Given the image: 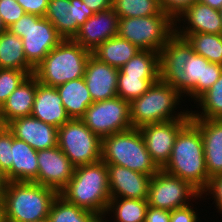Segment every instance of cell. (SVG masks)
<instances>
[{
  "label": "cell",
  "mask_w": 222,
  "mask_h": 222,
  "mask_svg": "<svg viewBox=\"0 0 222 222\" xmlns=\"http://www.w3.org/2000/svg\"><path fill=\"white\" fill-rule=\"evenodd\" d=\"M183 98L172 86L159 79L144 94L130 102L132 127L140 128L148 124L191 118L188 105L186 108L182 107L181 103L185 104L186 101Z\"/></svg>",
  "instance_id": "277c9868"
},
{
  "label": "cell",
  "mask_w": 222,
  "mask_h": 222,
  "mask_svg": "<svg viewBox=\"0 0 222 222\" xmlns=\"http://www.w3.org/2000/svg\"><path fill=\"white\" fill-rule=\"evenodd\" d=\"M6 126L16 139L25 141L34 150L50 149L57 146L58 128L31 115L16 118Z\"/></svg>",
  "instance_id": "ffe728a7"
},
{
  "label": "cell",
  "mask_w": 222,
  "mask_h": 222,
  "mask_svg": "<svg viewBox=\"0 0 222 222\" xmlns=\"http://www.w3.org/2000/svg\"><path fill=\"white\" fill-rule=\"evenodd\" d=\"M174 34L175 20L163 11L152 16L118 20V35L140 50L159 53Z\"/></svg>",
  "instance_id": "ba28073f"
},
{
  "label": "cell",
  "mask_w": 222,
  "mask_h": 222,
  "mask_svg": "<svg viewBox=\"0 0 222 222\" xmlns=\"http://www.w3.org/2000/svg\"><path fill=\"white\" fill-rule=\"evenodd\" d=\"M202 135L209 178L222 175V119L191 118Z\"/></svg>",
  "instance_id": "44dd1931"
},
{
  "label": "cell",
  "mask_w": 222,
  "mask_h": 222,
  "mask_svg": "<svg viewBox=\"0 0 222 222\" xmlns=\"http://www.w3.org/2000/svg\"><path fill=\"white\" fill-rule=\"evenodd\" d=\"M106 166L111 198L147 199L152 176L116 164Z\"/></svg>",
  "instance_id": "d6986e66"
},
{
  "label": "cell",
  "mask_w": 222,
  "mask_h": 222,
  "mask_svg": "<svg viewBox=\"0 0 222 222\" xmlns=\"http://www.w3.org/2000/svg\"><path fill=\"white\" fill-rule=\"evenodd\" d=\"M185 38L195 53L209 62L222 65V34L191 33L177 34Z\"/></svg>",
  "instance_id": "4dcf8cb0"
},
{
  "label": "cell",
  "mask_w": 222,
  "mask_h": 222,
  "mask_svg": "<svg viewBox=\"0 0 222 222\" xmlns=\"http://www.w3.org/2000/svg\"><path fill=\"white\" fill-rule=\"evenodd\" d=\"M8 30L23 41L24 55L35 69L63 38L45 17L25 13Z\"/></svg>",
  "instance_id": "9c48e42d"
},
{
  "label": "cell",
  "mask_w": 222,
  "mask_h": 222,
  "mask_svg": "<svg viewBox=\"0 0 222 222\" xmlns=\"http://www.w3.org/2000/svg\"><path fill=\"white\" fill-rule=\"evenodd\" d=\"M101 159L106 164H116L149 176L160 170L147 151L139 128L104 137Z\"/></svg>",
  "instance_id": "52a82bcc"
},
{
  "label": "cell",
  "mask_w": 222,
  "mask_h": 222,
  "mask_svg": "<svg viewBox=\"0 0 222 222\" xmlns=\"http://www.w3.org/2000/svg\"><path fill=\"white\" fill-rule=\"evenodd\" d=\"M198 0H159L161 10L169 14L174 20L190 5Z\"/></svg>",
  "instance_id": "ab89813d"
},
{
  "label": "cell",
  "mask_w": 222,
  "mask_h": 222,
  "mask_svg": "<svg viewBox=\"0 0 222 222\" xmlns=\"http://www.w3.org/2000/svg\"><path fill=\"white\" fill-rule=\"evenodd\" d=\"M91 54L73 39H63L35 68L33 75L49 87L82 78Z\"/></svg>",
  "instance_id": "8992f818"
},
{
  "label": "cell",
  "mask_w": 222,
  "mask_h": 222,
  "mask_svg": "<svg viewBox=\"0 0 222 222\" xmlns=\"http://www.w3.org/2000/svg\"><path fill=\"white\" fill-rule=\"evenodd\" d=\"M36 93V77L28 76L0 107V120L6 126L12 120L30 116Z\"/></svg>",
  "instance_id": "603a6c76"
},
{
  "label": "cell",
  "mask_w": 222,
  "mask_h": 222,
  "mask_svg": "<svg viewBox=\"0 0 222 222\" xmlns=\"http://www.w3.org/2000/svg\"><path fill=\"white\" fill-rule=\"evenodd\" d=\"M138 51L140 49L135 45L117 35L101 43L92 54L100 61L120 69Z\"/></svg>",
  "instance_id": "83f0119b"
},
{
  "label": "cell",
  "mask_w": 222,
  "mask_h": 222,
  "mask_svg": "<svg viewBox=\"0 0 222 222\" xmlns=\"http://www.w3.org/2000/svg\"><path fill=\"white\" fill-rule=\"evenodd\" d=\"M200 196L201 192L190 182L160 169L150 179L147 203L153 208L172 211L192 203L198 205Z\"/></svg>",
  "instance_id": "8fae6325"
},
{
  "label": "cell",
  "mask_w": 222,
  "mask_h": 222,
  "mask_svg": "<svg viewBox=\"0 0 222 222\" xmlns=\"http://www.w3.org/2000/svg\"><path fill=\"white\" fill-rule=\"evenodd\" d=\"M56 89L70 119H80L93 103L84 77L58 85Z\"/></svg>",
  "instance_id": "d4e9b609"
},
{
  "label": "cell",
  "mask_w": 222,
  "mask_h": 222,
  "mask_svg": "<svg viewBox=\"0 0 222 222\" xmlns=\"http://www.w3.org/2000/svg\"><path fill=\"white\" fill-rule=\"evenodd\" d=\"M25 13L35 14L44 17L47 11L49 0H17Z\"/></svg>",
  "instance_id": "60d3db41"
},
{
  "label": "cell",
  "mask_w": 222,
  "mask_h": 222,
  "mask_svg": "<svg viewBox=\"0 0 222 222\" xmlns=\"http://www.w3.org/2000/svg\"><path fill=\"white\" fill-rule=\"evenodd\" d=\"M118 18L147 17L162 12L159 0H113Z\"/></svg>",
  "instance_id": "d6a6232c"
},
{
  "label": "cell",
  "mask_w": 222,
  "mask_h": 222,
  "mask_svg": "<svg viewBox=\"0 0 222 222\" xmlns=\"http://www.w3.org/2000/svg\"><path fill=\"white\" fill-rule=\"evenodd\" d=\"M208 198H205L207 197ZM210 196V197H209ZM202 198V199H201ZM199 202L204 199H212L214 207L217 213L222 214V175L214 176L209 179L207 187L201 192L199 197Z\"/></svg>",
  "instance_id": "8d00e7d4"
},
{
  "label": "cell",
  "mask_w": 222,
  "mask_h": 222,
  "mask_svg": "<svg viewBox=\"0 0 222 222\" xmlns=\"http://www.w3.org/2000/svg\"><path fill=\"white\" fill-rule=\"evenodd\" d=\"M59 193L50 187L28 181L8 182L2 193L6 222H36L48 218Z\"/></svg>",
  "instance_id": "5b68a950"
},
{
  "label": "cell",
  "mask_w": 222,
  "mask_h": 222,
  "mask_svg": "<svg viewBox=\"0 0 222 222\" xmlns=\"http://www.w3.org/2000/svg\"><path fill=\"white\" fill-rule=\"evenodd\" d=\"M145 222H170V211L148 206Z\"/></svg>",
  "instance_id": "b9f144b4"
},
{
  "label": "cell",
  "mask_w": 222,
  "mask_h": 222,
  "mask_svg": "<svg viewBox=\"0 0 222 222\" xmlns=\"http://www.w3.org/2000/svg\"><path fill=\"white\" fill-rule=\"evenodd\" d=\"M37 184L55 189L58 193L73 176L74 166L61 149L56 146L37 151Z\"/></svg>",
  "instance_id": "9a60e30c"
},
{
  "label": "cell",
  "mask_w": 222,
  "mask_h": 222,
  "mask_svg": "<svg viewBox=\"0 0 222 222\" xmlns=\"http://www.w3.org/2000/svg\"><path fill=\"white\" fill-rule=\"evenodd\" d=\"M118 75L160 76L159 53L151 50L138 51L119 69Z\"/></svg>",
  "instance_id": "1f68e13d"
},
{
  "label": "cell",
  "mask_w": 222,
  "mask_h": 222,
  "mask_svg": "<svg viewBox=\"0 0 222 222\" xmlns=\"http://www.w3.org/2000/svg\"><path fill=\"white\" fill-rule=\"evenodd\" d=\"M36 222H50V220L48 218H44V219L38 220Z\"/></svg>",
  "instance_id": "c3c4849f"
},
{
  "label": "cell",
  "mask_w": 222,
  "mask_h": 222,
  "mask_svg": "<svg viewBox=\"0 0 222 222\" xmlns=\"http://www.w3.org/2000/svg\"><path fill=\"white\" fill-rule=\"evenodd\" d=\"M31 116L56 128L70 120L56 87L45 86L36 78V93Z\"/></svg>",
  "instance_id": "7402d4cb"
},
{
  "label": "cell",
  "mask_w": 222,
  "mask_h": 222,
  "mask_svg": "<svg viewBox=\"0 0 222 222\" xmlns=\"http://www.w3.org/2000/svg\"><path fill=\"white\" fill-rule=\"evenodd\" d=\"M159 79L160 76L118 75L117 96L131 102L144 94Z\"/></svg>",
  "instance_id": "836d02e7"
},
{
  "label": "cell",
  "mask_w": 222,
  "mask_h": 222,
  "mask_svg": "<svg viewBox=\"0 0 222 222\" xmlns=\"http://www.w3.org/2000/svg\"><path fill=\"white\" fill-rule=\"evenodd\" d=\"M67 202L104 216L109 205L110 191L106 163L101 159L74 168L68 184L59 192Z\"/></svg>",
  "instance_id": "7a4b0ae2"
},
{
  "label": "cell",
  "mask_w": 222,
  "mask_h": 222,
  "mask_svg": "<svg viewBox=\"0 0 222 222\" xmlns=\"http://www.w3.org/2000/svg\"><path fill=\"white\" fill-rule=\"evenodd\" d=\"M80 119L101 139L133 128L130 119V102L118 96L93 102Z\"/></svg>",
  "instance_id": "7c38bea8"
},
{
  "label": "cell",
  "mask_w": 222,
  "mask_h": 222,
  "mask_svg": "<svg viewBox=\"0 0 222 222\" xmlns=\"http://www.w3.org/2000/svg\"><path fill=\"white\" fill-rule=\"evenodd\" d=\"M88 8L94 11V13H98L103 10H107L112 8L113 0H82Z\"/></svg>",
  "instance_id": "7bdbcfd3"
},
{
  "label": "cell",
  "mask_w": 222,
  "mask_h": 222,
  "mask_svg": "<svg viewBox=\"0 0 222 222\" xmlns=\"http://www.w3.org/2000/svg\"><path fill=\"white\" fill-rule=\"evenodd\" d=\"M24 14V9L17 2L13 0H0V15L7 29Z\"/></svg>",
  "instance_id": "74e56055"
},
{
  "label": "cell",
  "mask_w": 222,
  "mask_h": 222,
  "mask_svg": "<svg viewBox=\"0 0 222 222\" xmlns=\"http://www.w3.org/2000/svg\"><path fill=\"white\" fill-rule=\"evenodd\" d=\"M0 68L25 71L29 76L35 71L24 55L22 39L8 29L0 34Z\"/></svg>",
  "instance_id": "484cf974"
},
{
  "label": "cell",
  "mask_w": 222,
  "mask_h": 222,
  "mask_svg": "<svg viewBox=\"0 0 222 222\" xmlns=\"http://www.w3.org/2000/svg\"><path fill=\"white\" fill-rule=\"evenodd\" d=\"M8 182L6 173L0 168V195H2L3 191L7 187Z\"/></svg>",
  "instance_id": "f6af8a7d"
},
{
  "label": "cell",
  "mask_w": 222,
  "mask_h": 222,
  "mask_svg": "<svg viewBox=\"0 0 222 222\" xmlns=\"http://www.w3.org/2000/svg\"><path fill=\"white\" fill-rule=\"evenodd\" d=\"M194 104L190 102L191 118L222 119V74Z\"/></svg>",
  "instance_id": "f1b7e54d"
},
{
  "label": "cell",
  "mask_w": 222,
  "mask_h": 222,
  "mask_svg": "<svg viewBox=\"0 0 222 222\" xmlns=\"http://www.w3.org/2000/svg\"><path fill=\"white\" fill-rule=\"evenodd\" d=\"M0 222H6L5 211H4V201H3L2 195H0Z\"/></svg>",
  "instance_id": "bcb514c9"
},
{
  "label": "cell",
  "mask_w": 222,
  "mask_h": 222,
  "mask_svg": "<svg viewBox=\"0 0 222 222\" xmlns=\"http://www.w3.org/2000/svg\"><path fill=\"white\" fill-rule=\"evenodd\" d=\"M219 11H220V16L222 17V7H221V9Z\"/></svg>",
  "instance_id": "681fc988"
},
{
  "label": "cell",
  "mask_w": 222,
  "mask_h": 222,
  "mask_svg": "<svg viewBox=\"0 0 222 222\" xmlns=\"http://www.w3.org/2000/svg\"><path fill=\"white\" fill-rule=\"evenodd\" d=\"M119 69L90 55L84 73V80L93 102L117 97Z\"/></svg>",
  "instance_id": "ac0fdd59"
},
{
  "label": "cell",
  "mask_w": 222,
  "mask_h": 222,
  "mask_svg": "<svg viewBox=\"0 0 222 222\" xmlns=\"http://www.w3.org/2000/svg\"><path fill=\"white\" fill-rule=\"evenodd\" d=\"M148 206L147 199L111 198L107 212L100 217V221L145 222Z\"/></svg>",
  "instance_id": "4316f807"
},
{
  "label": "cell",
  "mask_w": 222,
  "mask_h": 222,
  "mask_svg": "<svg viewBox=\"0 0 222 222\" xmlns=\"http://www.w3.org/2000/svg\"><path fill=\"white\" fill-rule=\"evenodd\" d=\"M198 211L197 206H194L193 203L182 208L174 209L170 211V222H202Z\"/></svg>",
  "instance_id": "f35d334b"
},
{
  "label": "cell",
  "mask_w": 222,
  "mask_h": 222,
  "mask_svg": "<svg viewBox=\"0 0 222 222\" xmlns=\"http://www.w3.org/2000/svg\"><path fill=\"white\" fill-rule=\"evenodd\" d=\"M118 20L113 8L95 13L80 26L73 40L92 53L101 43L118 35Z\"/></svg>",
  "instance_id": "e0dca14e"
},
{
  "label": "cell",
  "mask_w": 222,
  "mask_h": 222,
  "mask_svg": "<svg viewBox=\"0 0 222 222\" xmlns=\"http://www.w3.org/2000/svg\"><path fill=\"white\" fill-rule=\"evenodd\" d=\"M28 76L25 71L0 68V107Z\"/></svg>",
  "instance_id": "e575fe53"
},
{
  "label": "cell",
  "mask_w": 222,
  "mask_h": 222,
  "mask_svg": "<svg viewBox=\"0 0 222 222\" xmlns=\"http://www.w3.org/2000/svg\"><path fill=\"white\" fill-rule=\"evenodd\" d=\"M48 219L50 222H100L97 214L67 202L59 194L51 204Z\"/></svg>",
  "instance_id": "f546056e"
},
{
  "label": "cell",
  "mask_w": 222,
  "mask_h": 222,
  "mask_svg": "<svg viewBox=\"0 0 222 222\" xmlns=\"http://www.w3.org/2000/svg\"><path fill=\"white\" fill-rule=\"evenodd\" d=\"M5 30H7V28L5 27L0 15V34L3 33Z\"/></svg>",
  "instance_id": "7dc6e473"
},
{
  "label": "cell",
  "mask_w": 222,
  "mask_h": 222,
  "mask_svg": "<svg viewBox=\"0 0 222 222\" xmlns=\"http://www.w3.org/2000/svg\"><path fill=\"white\" fill-rule=\"evenodd\" d=\"M159 65L160 79L194 103L222 74L221 64L195 53L187 40L176 33L159 52Z\"/></svg>",
  "instance_id": "6da1fadb"
},
{
  "label": "cell",
  "mask_w": 222,
  "mask_h": 222,
  "mask_svg": "<svg viewBox=\"0 0 222 222\" xmlns=\"http://www.w3.org/2000/svg\"><path fill=\"white\" fill-rule=\"evenodd\" d=\"M162 170L190 182L202 192L208 185L203 140L200 130L189 121L177 134L169 161Z\"/></svg>",
  "instance_id": "3957f363"
},
{
  "label": "cell",
  "mask_w": 222,
  "mask_h": 222,
  "mask_svg": "<svg viewBox=\"0 0 222 222\" xmlns=\"http://www.w3.org/2000/svg\"><path fill=\"white\" fill-rule=\"evenodd\" d=\"M191 120L181 118L139 128L152 160L162 169L169 161L178 132Z\"/></svg>",
  "instance_id": "4fadbf2b"
},
{
  "label": "cell",
  "mask_w": 222,
  "mask_h": 222,
  "mask_svg": "<svg viewBox=\"0 0 222 222\" xmlns=\"http://www.w3.org/2000/svg\"><path fill=\"white\" fill-rule=\"evenodd\" d=\"M94 14L82 0H49L44 17L63 39H73L80 26Z\"/></svg>",
  "instance_id": "5bb4252c"
},
{
  "label": "cell",
  "mask_w": 222,
  "mask_h": 222,
  "mask_svg": "<svg viewBox=\"0 0 222 222\" xmlns=\"http://www.w3.org/2000/svg\"><path fill=\"white\" fill-rule=\"evenodd\" d=\"M203 4L209 5L211 8L220 10L222 7V0H198Z\"/></svg>",
  "instance_id": "ee69618b"
},
{
  "label": "cell",
  "mask_w": 222,
  "mask_h": 222,
  "mask_svg": "<svg viewBox=\"0 0 222 222\" xmlns=\"http://www.w3.org/2000/svg\"><path fill=\"white\" fill-rule=\"evenodd\" d=\"M57 146L74 167L92 164L102 158V139L81 119H70L58 128Z\"/></svg>",
  "instance_id": "30bf717a"
},
{
  "label": "cell",
  "mask_w": 222,
  "mask_h": 222,
  "mask_svg": "<svg viewBox=\"0 0 222 222\" xmlns=\"http://www.w3.org/2000/svg\"><path fill=\"white\" fill-rule=\"evenodd\" d=\"M176 34H222L220 11L196 1L175 19Z\"/></svg>",
  "instance_id": "2e32d148"
},
{
  "label": "cell",
  "mask_w": 222,
  "mask_h": 222,
  "mask_svg": "<svg viewBox=\"0 0 222 222\" xmlns=\"http://www.w3.org/2000/svg\"><path fill=\"white\" fill-rule=\"evenodd\" d=\"M13 142V133L2 126L0 128V168L7 173L12 167L11 147Z\"/></svg>",
  "instance_id": "d590c367"
},
{
  "label": "cell",
  "mask_w": 222,
  "mask_h": 222,
  "mask_svg": "<svg viewBox=\"0 0 222 222\" xmlns=\"http://www.w3.org/2000/svg\"><path fill=\"white\" fill-rule=\"evenodd\" d=\"M12 167L6 173L9 182H34L38 177L37 150L28 143L16 139L13 135L11 147Z\"/></svg>",
  "instance_id": "cb8c5ba5"
}]
</instances>
